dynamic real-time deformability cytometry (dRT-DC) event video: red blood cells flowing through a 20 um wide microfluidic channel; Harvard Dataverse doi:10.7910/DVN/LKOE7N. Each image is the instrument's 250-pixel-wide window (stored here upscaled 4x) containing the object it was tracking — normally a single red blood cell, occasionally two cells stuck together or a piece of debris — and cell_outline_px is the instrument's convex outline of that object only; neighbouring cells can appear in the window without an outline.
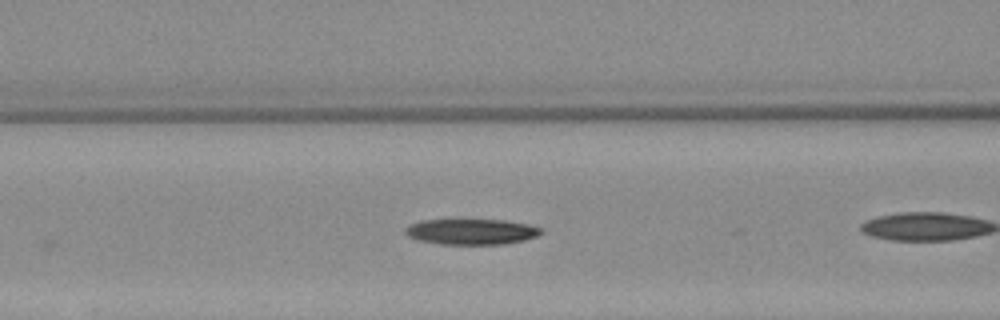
{"species": "Egyptian fruit bat (a non-hibernating species)", "species_latin": "Rousettus aegyptiacus", "temperature_condition": "warm", "stored_images_in_passage": 5, "camera_frame_rate_fps": 3000, "um_per_image_px": 0.085, "animal": {"sex": "female"}, "frame": {"image": 1, "passage_image": 3, "time_ms": 2.333, "image_size_px": [1000, 320], "cell_outline_px": [[544, 232], [536, 236], [524, 240], [504, 244], [436, 244], [416, 240], [408, 236], [404, 232], [404, 228], [408, 224], [420, 220], [504, 220], [528, 224], [540, 228]], "centroid_in_image_um": [40.0, 19.69], "position_along_channel_um": 126.6, "area_um2": 20.46}}